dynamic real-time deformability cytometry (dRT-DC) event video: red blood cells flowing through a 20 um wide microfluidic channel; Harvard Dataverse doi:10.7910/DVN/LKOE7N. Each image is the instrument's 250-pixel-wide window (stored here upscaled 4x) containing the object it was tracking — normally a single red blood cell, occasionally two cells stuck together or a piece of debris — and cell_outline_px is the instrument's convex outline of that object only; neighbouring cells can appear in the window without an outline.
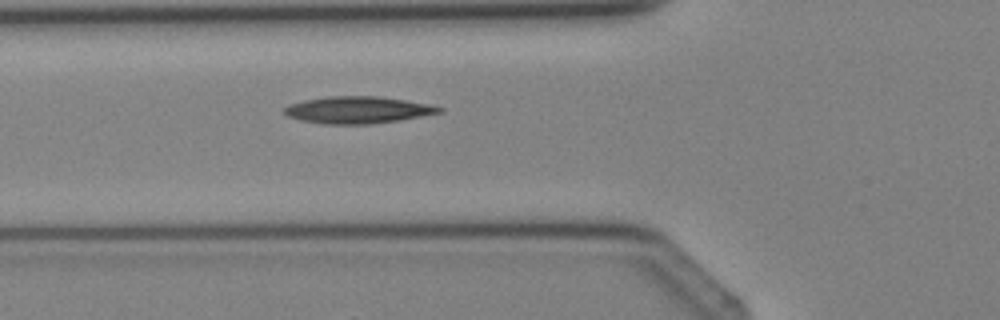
{"species": "Egyptian fruit bat (a non-hibernating species)", "species_latin": "Rousettus aegyptiacus", "temperature_condition": "cold", "stored_images_in_passage": 4, "camera_frame_rate_fps": 3000, "um_per_image_px": 0.085, "animal": {"sex": "female"}, "frame": {"image": 1, "passage_image": 4, "time_ms": 4.667, "image_size_px": [1000, 320], "cell_outline_px": [[444, 112], [400, 120], [372, 124], [324, 124], [300, 120], [288, 116], [284, 112], [284, 108], [288, 104], [304, 100], [324, 96], [380, 96], [432, 104], [444, 108]], "centroid_in_image_um": [30.44, 9.34], "position_along_channel_um": 95.4, "area_um2": 24.62}}